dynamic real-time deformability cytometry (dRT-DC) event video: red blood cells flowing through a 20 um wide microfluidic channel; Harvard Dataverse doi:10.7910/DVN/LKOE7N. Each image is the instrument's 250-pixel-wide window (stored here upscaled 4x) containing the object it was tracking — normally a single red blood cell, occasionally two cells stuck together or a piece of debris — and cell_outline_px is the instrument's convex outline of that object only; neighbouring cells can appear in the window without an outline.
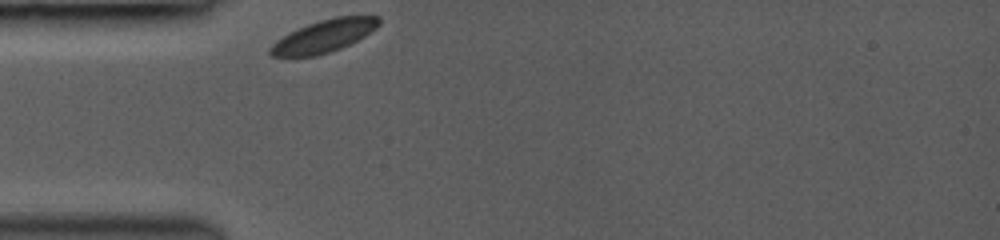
{"species": "common noctule bat (a hibernating species)", "species_latin": "Nyctalus noctula", "temperature_condition": "room temperature", "stored_images_in_passage": 13, "camera_frame_rate_fps": 3000, "um_per_image_px": 0.085, "animal": {"sex": "female", "body_mass_g": 19.0, "forearm_length_mm": 53.3}, "frame": {"image": 1, "passage_image": 1, "time_ms": 0.0, "image_size_px": [1000, 240], "cell_outline_px": [[380, 24], [376, 28], [364, 36], [340, 48], [316, 56], [272, 56], [268, 52], [268, 48], [276, 40], [308, 24], [320, 20], [336, 16], [380, 16]], "centroid_in_image_um": [27.54, 3.06], "position_along_channel_um": 57.5, "area_um2": 20.17}}
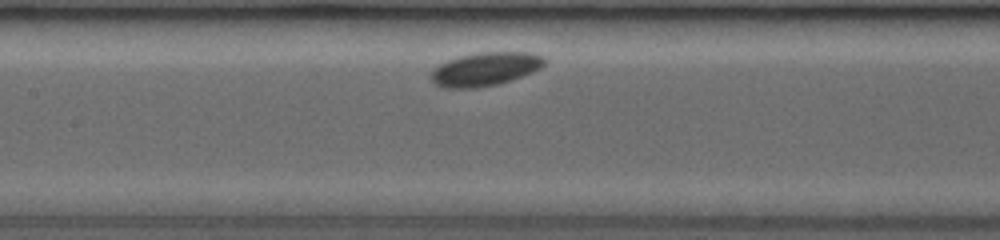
{"frame": {"image": 2, "passage_image": 6, "time_ms": 3.0, "image_size_px": [1000, 240], "cell_outline_px": [[548, 60], [540, 68], [532, 72], [512, 80], [496, 84], [476, 88], [444, 88], [436, 84], [432, 80], [432, 68], [448, 60], [460, 56], [476, 52], [532, 52], [544, 56]], "centroid_in_image_um": [41.28, 5.86], "position_along_channel_um": 166.1, "area_um2": 22.25}}
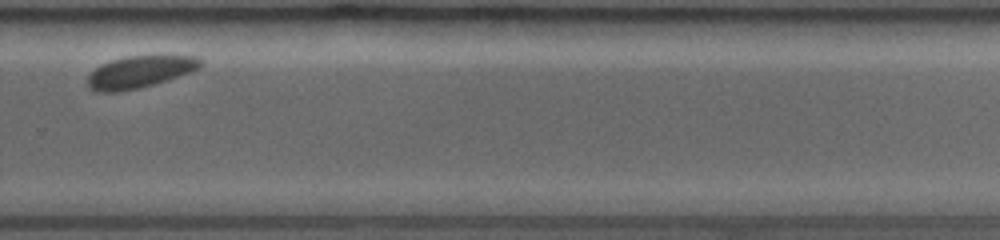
{"frame": {"image": 3, "passage_image": 12, "time_ms": 7.0, "image_size_px": [1000, 240], "cell_outline_px": [[204, 64], [200, 68], [192, 72], [140, 88], [116, 92], [96, 92], [88, 88], [88, 76], [100, 64], [112, 60], [128, 56], [196, 56], [204, 60]], "centroid_in_image_um": [11.91, 6.11], "position_along_channel_um": 317.9, "area_um2": 21.1}}